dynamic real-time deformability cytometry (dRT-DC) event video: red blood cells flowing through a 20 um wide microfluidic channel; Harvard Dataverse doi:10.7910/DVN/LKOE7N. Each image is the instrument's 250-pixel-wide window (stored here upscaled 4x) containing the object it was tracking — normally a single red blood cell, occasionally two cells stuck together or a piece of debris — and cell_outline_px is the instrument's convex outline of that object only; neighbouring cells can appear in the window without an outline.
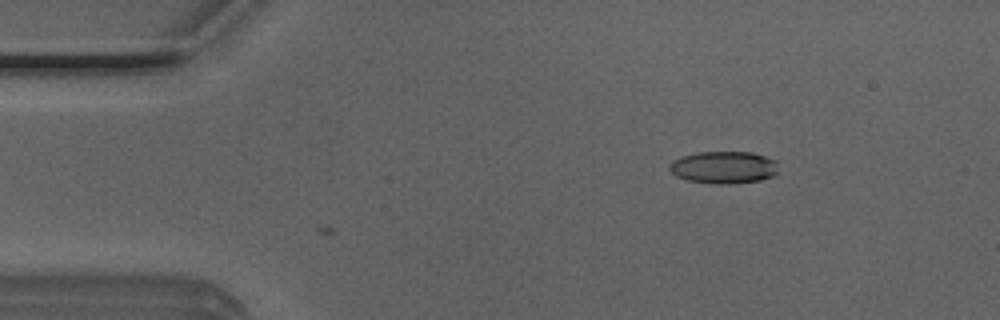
{"species": "Egyptian fruit bat (a non-hibernating species)", "species_latin": "Rousettus aegyptiacus", "temperature_condition": "room temperature", "stored_images_in_passage": 3, "camera_frame_rate_fps": 3000, "um_per_image_px": 0.085, "animal": {"sex": "male"}, "frame": {"image": 1, "passage_image": 3, "time_ms": 0.667, "image_size_px": [1000, 320], "cell_outline_px": [[776, 172], [772, 176], [760, 180], [728, 184], [712, 184], [688, 180], [676, 176], [668, 168], [668, 164], [672, 160], [680, 156], [696, 152], [752, 152], [776, 160]], "centroid_in_image_um": [61.46, 14.22], "position_along_channel_um": 23.5, "area_um2": 20.58}}